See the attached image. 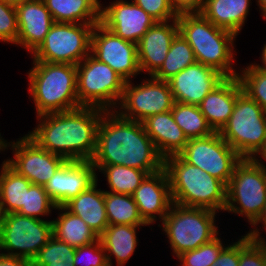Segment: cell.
Returning a JSON list of instances; mask_svg holds the SVG:
<instances>
[{
    "instance_id": "1f68e13d",
    "label": "cell",
    "mask_w": 266,
    "mask_h": 266,
    "mask_svg": "<svg viewBox=\"0 0 266 266\" xmlns=\"http://www.w3.org/2000/svg\"><path fill=\"white\" fill-rule=\"evenodd\" d=\"M195 62L193 49L182 35L178 33L172 41L166 59L152 77L160 81H168Z\"/></svg>"
},
{
    "instance_id": "d6a6232c",
    "label": "cell",
    "mask_w": 266,
    "mask_h": 266,
    "mask_svg": "<svg viewBox=\"0 0 266 266\" xmlns=\"http://www.w3.org/2000/svg\"><path fill=\"white\" fill-rule=\"evenodd\" d=\"M171 113L187 139L202 138L214 133L197 105L175 101Z\"/></svg>"
},
{
    "instance_id": "bcb514c9",
    "label": "cell",
    "mask_w": 266,
    "mask_h": 266,
    "mask_svg": "<svg viewBox=\"0 0 266 266\" xmlns=\"http://www.w3.org/2000/svg\"><path fill=\"white\" fill-rule=\"evenodd\" d=\"M258 164L266 168V141L264 147L258 152V154L253 158ZM264 160V161H263Z\"/></svg>"
},
{
    "instance_id": "8fae6325",
    "label": "cell",
    "mask_w": 266,
    "mask_h": 266,
    "mask_svg": "<svg viewBox=\"0 0 266 266\" xmlns=\"http://www.w3.org/2000/svg\"><path fill=\"white\" fill-rule=\"evenodd\" d=\"M52 236L51 220L7 213L0 231V253L32 261Z\"/></svg>"
},
{
    "instance_id": "7402d4cb",
    "label": "cell",
    "mask_w": 266,
    "mask_h": 266,
    "mask_svg": "<svg viewBox=\"0 0 266 266\" xmlns=\"http://www.w3.org/2000/svg\"><path fill=\"white\" fill-rule=\"evenodd\" d=\"M243 91L238 77H226L210 91L198 105L214 132L227 124L237 99Z\"/></svg>"
},
{
    "instance_id": "d590c367",
    "label": "cell",
    "mask_w": 266,
    "mask_h": 266,
    "mask_svg": "<svg viewBox=\"0 0 266 266\" xmlns=\"http://www.w3.org/2000/svg\"><path fill=\"white\" fill-rule=\"evenodd\" d=\"M55 208L56 204L51 200L44 186L31 184L28 191H26L25 205L17 213L39 220H46L43 217L51 216L50 214Z\"/></svg>"
},
{
    "instance_id": "484cf974",
    "label": "cell",
    "mask_w": 266,
    "mask_h": 266,
    "mask_svg": "<svg viewBox=\"0 0 266 266\" xmlns=\"http://www.w3.org/2000/svg\"><path fill=\"white\" fill-rule=\"evenodd\" d=\"M147 225H108L99 236L106 251L109 266H113L112 257L116 266H124L136 252L138 246L137 231Z\"/></svg>"
},
{
    "instance_id": "ac0fdd59",
    "label": "cell",
    "mask_w": 266,
    "mask_h": 266,
    "mask_svg": "<svg viewBox=\"0 0 266 266\" xmlns=\"http://www.w3.org/2000/svg\"><path fill=\"white\" fill-rule=\"evenodd\" d=\"M225 78L212 67L195 62L167 82L176 102L198 106Z\"/></svg>"
},
{
    "instance_id": "d4e9b609",
    "label": "cell",
    "mask_w": 266,
    "mask_h": 266,
    "mask_svg": "<svg viewBox=\"0 0 266 266\" xmlns=\"http://www.w3.org/2000/svg\"><path fill=\"white\" fill-rule=\"evenodd\" d=\"M251 0H204L201 14L216 27L240 35L250 15Z\"/></svg>"
},
{
    "instance_id": "44dd1931",
    "label": "cell",
    "mask_w": 266,
    "mask_h": 266,
    "mask_svg": "<svg viewBox=\"0 0 266 266\" xmlns=\"http://www.w3.org/2000/svg\"><path fill=\"white\" fill-rule=\"evenodd\" d=\"M18 38L16 46L32 54L55 23L43 0H28L16 6Z\"/></svg>"
},
{
    "instance_id": "f6af8a7d",
    "label": "cell",
    "mask_w": 266,
    "mask_h": 266,
    "mask_svg": "<svg viewBox=\"0 0 266 266\" xmlns=\"http://www.w3.org/2000/svg\"><path fill=\"white\" fill-rule=\"evenodd\" d=\"M0 266H31V261L22 257L0 253Z\"/></svg>"
},
{
    "instance_id": "b9f144b4",
    "label": "cell",
    "mask_w": 266,
    "mask_h": 266,
    "mask_svg": "<svg viewBox=\"0 0 266 266\" xmlns=\"http://www.w3.org/2000/svg\"><path fill=\"white\" fill-rule=\"evenodd\" d=\"M211 266H239V237L222 249L215 263Z\"/></svg>"
},
{
    "instance_id": "52a82bcc",
    "label": "cell",
    "mask_w": 266,
    "mask_h": 266,
    "mask_svg": "<svg viewBox=\"0 0 266 266\" xmlns=\"http://www.w3.org/2000/svg\"><path fill=\"white\" fill-rule=\"evenodd\" d=\"M266 202V168L252 158H242L227 184L224 212L246 218L251 225Z\"/></svg>"
},
{
    "instance_id": "ab89813d",
    "label": "cell",
    "mask_w": 266,
    "mask_h": 266,
    "mask_svg": "<svg viewBox=\"0 0 266 266\" xmlns=\"http://www.w3.org/2000/svg\"><path fill=\"white\" fill-rule=\"evenodd\" d=\"M266 248L250 241L244 234L239 237V266H263Z\"/></svg>"
},
{
    "instance_id": "8992f818",
    "label": "cell",
    "mask_w": 266,
    "mask_h": 266,
    "mask_svg": "<svg viewBox=\"0 0 266 266\" xmlns=\"http://www.w3.org/2000/svg\"><path fill=\"white\" fill-rule=\"evenodd\" d=\"M218 212L201 207H188L173 202L167 215L158 225L167 236L173 257L194 250L217 237Z\"/></svg>"
},
{
    "instance_id": "30bf717a",
    "label": "cell",
    "mask_w": 266,
    "mask_h": 266,
    "mask_svg": "<svg viewBox=\"0 0 266 266\" xmlns=\"http://www.w3.org/2000/svg\"><path fill=\"white\" fill-rule=\"evenodd\" d=\"M95 24L54 23L40 46L30 55L33 61L79 64L90 54Z\"/></svg>"
},
{
    "instance_id": "c3c4849f",
    "label": "cell",
    "mask_w": 266,
    "mask_h": 266,
    "mask_svg": "<svg viewBox=\"0 0 266 266\" xmlns=\"http://www.w3.org/2000/svg\"><path fill=\"white\" fill-rule=\"evenodd\" d=\"M262 53L260 54L261 55V62L262 64H259L257 63L258 66L266 69V44H264V46L262 47Z\"/></svg>"
},
{
    "instance_id": "7a4b0ae2",
    "label": "cell",
    "mask_w": 266,
    "mask_h": 266,
    "mask_svg": "<svg viewBox=\"0 0 266 266\" xmlns=\"http://www.w3.org/2000/svg\"><path fill=\"white\" fill-rule=\"evenodd\" d=\"M104 111L82 106L70 111L39 115L36 116L38 125L26 135L40 148L67 161H91Z\"/></svg>"
},
{
    "instance_id": "4dcf8cb0",
    "label": "cell",
    "mask_w": 266,
    "mask_h": 266,
    "mask_svg": "<svg viewBox=\"0 0 266 266\" xmlns=\"http://www.w3.org/2000/svg\"><path fill=\"white\" fill-rule=\"evenodd\" d=\"M104 203L109 225H147L140 216L132 195L104 190Z\"/></svg>"
},
{
    "instance_id": "e0dca14e",
    "label": "cell",
    "mask_w": 266,
    "mask_h": 266,
    "mask_svg": "<svg viewBox=\"0 0 266 266\" xmlns=\"http://www.w3.org/2000/svg\"><path fill=\"white\" fill-rule=\"evenodd\" d=\"M98 174L91 161H66L44 185V189L56 206H64L92 186Z\"/></svg>"
},
{
    "instance_id": "7dc6e473",
    "label": "cell",
    "mask_w": 266,
    "mask_h": 266,
    "mask_svg": "<svg viewBox=\"0 0 266 266\" xmlns=\"http://www.w3.org/2000/svg\"><path fill=\"white\" fill-rule=\"evenodd\" d=\"M256 3L259 7V12L261 11L260 16H263V19L266 20V0H256Z\"/></svg>"
},
{
    "instance_id": "5bb4252c",
    "label": "cell",
    "mask_w": 266,
    "mask_h": 266,
    "mask_svg": "<svg viewBox=\"0 0 266 266\" xmlns=\"http://www.w3.org/2000/svg\"><path fill=\"white\" fill-rule=\"evenodd\" d=\"M12 150L13 157L4 161L19 175L32 184L44 186L55 172L67 161L62 156L40 148L26 134L19 139L6 142V150Z\"/></svg>"
},
{
    "instance_id": "4316f807",
    "label": "cell",
    "mask_w": 266,
    "mask_h": 266,
    "mask_svg": "<svg viewBox=\"0 0 266 266\" xmlns=\"http://www.w3.org/2000/svg\"><path fill=\"white\" fill-rule=\"evenodd\" d=\"M55 23H100L101 0H43Z\"/></svg>"
},
{
    "instance_id": "7bdbcfd3",
    "label": "cell",
    "mask_w": 266,
    "mask_h": 266,
    "mask_svg": "<svg viewBox=\"0 0 266 266\" xmlns=\"http://www.w3.org/2000/svg\"><path fill=\"white\" fill-rule=\"evenodd\" d=\"M251 227L252 228L249 229L248 232H245L247 233L245 235L250 239V241L266 248V241H265L266 239L264 238L265 236L264 235L261 236V231H263V229L266 231V202L264 204L262 212L256 218V220L251 224Z\"/></svg>"
},
{
    "instance_id": "ba28073f",
    "label": "cell",
    "mask_w": 266,
    "mask_h": 266,
    "mask_svg": "<svg viewBox=\"0 0 266 266\" xmlns=\"http://www.w3.org/2000/svg\"><path fill=\"white\" fill-rule=\"evenodd\" d=\"M219 133L242 158L253 159L266 141V111L242 91Z\"/></svg>"
},
{
    "instance_id": "6da1fadb",
    "label": "cell",
    "mask_w": 266,
    "mask_h": 266,
    "mask_svg": "<svg viewBox=\"0 0 266 266\" xmlns=\"http://www.w3.org/2000/svg\"><path fill=\"white\" fill-rule=\"evenodd\" d=\"M93 165H123L152 174L163 169L158 153L142 122L121 117L115 110L104 111L97 130Z\"/></svg>"
},
{
    "instance_id": "9a60e30c",
    "label": "cell",
    "mask_w": 266,
    "mask_h": 266,
    "mask_svg": "<svg viewBox=\"0 0 266 266\" xmlns=\"http://www.w3.org/2000/svg\"><path fill=\"white\" fill-rule=\"evenodd\" d=\"M90 53L125 81H132L141 74L137 44L118 37L100 23L94 25L91 33Z\"/></svg>"
},
{
    "instance_id": "f907efd6",
    "label": "cell",
    "mask_w": 266,
    "mask_h": 266,
    "mask_svg": "<svg viewBox=\"0 0 266 266\" xmlns=\"http://www.w3.org/2000/svg\"><path fill=\"white\" fill-rule=\"evenodd\" d=\"M6 142L7 140H4L3 136L0 133V153L6 150Z\"/></svg>"
},
{
    "instance_id": "7c38bea8",
    "label": "cell",
    "mask_w": 266,
    "mask_h": 266,
    "mask_svg": "<svg viewBox=\"0 0 266 266\" xmlns=\"http://www.w3.org/2000/svg\"><path fill=\"white\" fill-rule=\"evenodd\" d=\"M174 103L168 82L148 76L137 85L132 81L125 82L115 111L123 118L142 122L149 116L171 111Z\"/></svg>"
},
{
    "instance_id": "e575fe53",
    "label": "cell",
    "mask_w": 266,
    "mask_h": 266,
    "mask_svg": "<svg viewBox=\"0 0 266 266\" xmlns=\"http://www.w3.org/2000/svg\"><path fill=\"white\" fill-rule=\"evenodd\" d=\"M240 70V71H239ZM238 78L243 92L266 111V69L257 62L238 69Z\"/></svg>"
},
{
    "instance_id": "74e56055",
    "label": "cell",
    "mask_w": 266,
    "mask_h": 266,
    "mask_svg": "<svg viewBox=\"0 0 266 266\" xmlns=\"http://www.w3.org/2000/svg\"><path fill=\"white\" fill-rule=\"evenodd\" d=\"M73 263L75 266H109L101 240L77 247Z\"/></svg>"
},
{
    "instance_id": "cb8c5ba5",
    "label": "cell",
    "mask_w": 266,
    "mask_h": 266,
    "mask_svg": "<svg viewBox=\"0 0 266 266\" xmlns=\"http://www.w3.org/2000/svg\"><path fill=\"white\" fill-rule=\"evenodd\" d=\"M97 181L87 190L78 194L68 201L64 207L74 215L79 216L98 236H100L109 225L105 203L104 190L98 188Z\"/></svg>"
},
{
    "instance_id": "f35d334b",
    "label": "cell",
    "mask_w": 266,
    "mask_h": 266,
    "mask_svg": "<svg viewBox=\"0 0 266 266\" xmlns=\"http://www.w3.org/2000/svg\"><path fill=\"white\" fill-rule=\"evenodd\" d=\"M18 38L16 7L0 0V41L15 45Z\"/></svg>"
},
{
    "instance_id": "5b68a950",
    "label": "cell",
    "mask_w": 266,
    "mask_h": 266,
    "mask_svg": "<svg viewBox=\"0 0 266 266\" xmlns=\"http://www.w3.org/2000/svg\"><path fill=\"white\" fill-rule=\"evenodd\" d=\"M174 203L224 212L227 186L206 171L186 162L179 154L164 158Z\"/></svg>"
},
{
    "instance_id": "603a6c76",
    "label": "cell",
    "mask_w": 266,
    "mask_h": 266,
    "mask_svg": "<svg viewBox=\"0 0 266 266\" xmlns=\"http://www.w3.org/2000/svg\"><path fill=\"white\" fill-rule=\"evenodd\" d=\"M142 124L163 158L179 154L188 142L171 111L149 116Z\"/></svg>"
},
{
    "instance_id": "3957f363",
    "label": "cell",
    "mask_w": 266,
    "mask_h": 266,
    "mask_svg": "<svg viewBox=\"0 0 266 266\" xmlns=\"http://www.w3.org/2000/svg\"><path fill=\"white\" fill-rule=\"evenodd\" d=\"M178 30L193 49L196 62L212 67L225 77H237L234 68L237 36L216 27L201 13H181ZM234 62V63H233Z\"/></svg>"
},
{
    "instance_id": "277c9868",
    "label": "cell",
    "mask_w": 266,
    "mask_h": 266,
    "mask_svg": "<svg viewBox=\"0 0 266 266\" xmlns=\"http://www.w3.org/2000/svg\"><path fill=\"white\" fill-rule=\"evenodd\" d=\"M27 73L36 116L82 107L77 97V69L69 63L32 61Z\"/></svg>"
},
{
    "instance_id": "681fc988",
    "label": "cell",
    "mask_w": 266,
    "mask_h": 266,
    "mask_svg": "<svg viewBox=\"0 0 266 266\" xmlns=\"http://www.w3.org/2000/svg\"><path fill=\"white\" fill-rule=\"evenodd\" d=\"M1 1L16 7L17 5H20L28 0H1Z\"/></svg>"
},
{
    "instance_id": "f1b7e54d",
    "label": "cell",
    "mask_w": 266,
    "mask_h": 266,
    "mask_svg": "<svg viewBox=\"0 0 266 266\" xmlns=\"http://www.w3.org/2000/svg\"><path fill=\"white\" fill-rule=\"evenodd\" d=\"M0 206L3 214L17 213L25 205L26 191L32 184L5 161L0 165Z\"/></svg>"
},
{
    "instance_id": "f546056e",
    "label": "cell",
    "mask_w": 266,
    "mask_h": 266,
    "mask_svg": "<svg viewBox=\"0 0 266 266\" xmlns=\"http://www.w3.org/2000/svg\"><path fill=\"white\" fill-rule=\"evenodd\" d=\"M94 167L96 172L104 174L108 192L115 194L132 195L148 175L144 170L123 165H94Z\"/></svg>"
},
{
    "instance_id": "60d3db41",
    "label": "cell",
    "mask_w": 266,
    "mask_h": 266,
    "mask_svg": "<svg viewBox=\"0 0 266 266\" xmlns=\"http://www.w3.org/2000/svg\"><path fill=\"white\" fill-rule=\"evenodd\" d=\"M156 21H168L178 18L169 0H132Z\"/></svg>"
},
{
    "instance_id": "836d02e7",
    "label": "cell",
    "mask_w": 266,
    "mask_h": 266,
    "mask_svg": "<svg viewBox=\"0 0 266 266\" xmlns=\"http://www.w3.org/2000/svg\"><path fill=\"white\" fill-rule=\"evenodd\" d=\"M76 248L52 236L32 259L31 266H75Z\"/></svg>"
},
{
    "instance_id": "d6986e66",
    "label": "cell",
    "mask_w": 266,
    "mask_h": 266,
    "mask_svg": "<svg viewBox=\"0 0 266 266\" xmlns=\"http://www.w3.org/2000/svg\"><path fill=\"white\" fill-rule=\"evenodd\" d=\"M138 211L144 222L153 226L162 222L173 204L169 179L163 168L148 174L132 194Z\"/></svg>"
},
{
    "instance_id": "ee69618b",
    "label": "cell",
    "mask_w": 266,
    "mask_h": 266,
    "mask_svg": "<svg viewBox=\"0 0 266 266\" xmlns=\"http://www.w3.org/2000/svg\"><path fill=\"white\" fill-rule=\"evenodd\" d=\"M171 7L177 14L200 13L204 0H169Z\"/></svg>"
},
{
    "instance_id": "8d00e7d4",
    "label": "cell",
    "mask_w": 266,
    "mask_h": 266,
    "mask_svg": "<svg viewBox=\"0 0 266 266\" xmlns=\"http://www.w3.org/2000/svg\"><path fill=\"white\" fill-rule=\"evenodd\" d=\"M219 236L194 250L179 255L177 260H179L180 266H211L215 263L220 252L226 246L225 241Z\"/></svg>"
},
{
    "instance_id": "9c48e42d",
    "label": "cell",
    "mask_w": 266,
    "mask_h": 266,
    "mask_svg": "<svg viewBox=\"0 0 266 266\" xmlns=\"http://www.w3.org/2000/svg\"><path fill=\"white\" fill-rule=\"evenodd\" d=\"M76 69L79 104L105 111L115 110L122 98L126 81L91 53L76 65Z\"/></svg>"
},
{
    "instance_id": "83f0119b",
    "label": "cell",
    "mask_w": 266,
    "mask_h": 266,
    "mask_svg": "<svg viewBox=\"0 0 266 266\" xmlns=\"http://www.w3.org/2000/svg\"><path fill=\"white\" fill-rule=\"evenodd\" d=\"M57 218H53V236L72 247H81L94 243L99 236L77 215L69 212L64 206H56Z\"/></svg>"
},
{
    "instance_id": "ffe728a7",
    "label": "cell",
    "mask_w": 266,
    "mask_h": 266,
    "mask_svg": "<svg viewBox=\"0 0 266 266\" xmlns=\"http://www.w3.org/2000/svg\"><path fill=\"white\" fill-rule=\"evenodd\" d=\"M179 33L177 19L157 21L137 43L141 75L152 76L162 65L173 39Z\"/></svg>"
},
{
    "instance_id": "4fadbf2b",
    "label": "cell",
    "mask_w": 266,
    "mask_h": 266,
    "mask_svg": "<svg viewBox=\"0 0 266 266\" xmlns=\"http://www.w3.org/2000/svg\"><path fill=\"white\" fill-rule=\"evenodd\" d=\"M179 155L189 164L221 180L226 186L235 166L242 160L219 132L202 138L188 139Z\"/></svg>"
},
{
    "instance_id": "816d5d0a",
    "label": "cell",
    "mask_w": 266,
    "mask_h": 266,
    "mask_svg": "<svg viewBox=\"0 0 266 266\" xmlns=\"http://www.w3.org/2000/svg\"><path fill=\"white\" fill-rule=\"evenodd\" d=\"M3 212H2V209H1V206H0V231H1V226H2V222H3Z\"/></svg>"
},
{
    "instance_id": "2e32d148",
    "label": "cell",
    "mask_w": 266,
    "mask_h": 266,
    "mask_svg": "<svg viewBox=\"0 0 266 266\" xmlns=\"http://www.w3.org/2000/svg\"><path fill=\"white\" fill-rule=\"evenodd\" d=\"M100 2V24L118 37L138 43L157 21L132 0Z\"/></svg>"
}]
</instances>
